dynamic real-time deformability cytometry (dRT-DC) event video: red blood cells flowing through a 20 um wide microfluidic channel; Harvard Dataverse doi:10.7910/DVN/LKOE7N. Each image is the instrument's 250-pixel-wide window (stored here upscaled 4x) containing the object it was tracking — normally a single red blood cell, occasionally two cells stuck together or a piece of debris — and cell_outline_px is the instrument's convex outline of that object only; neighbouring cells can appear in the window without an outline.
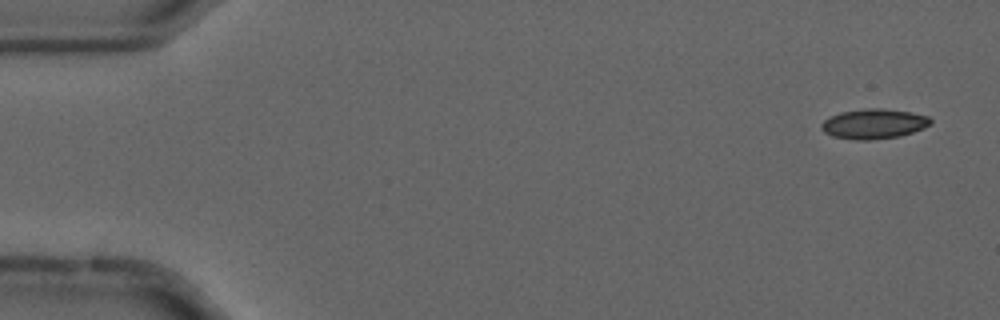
{"species": "common noctule bat (a hibernating species)", "species_latin": "Nyctalus noctula", "temperature_condition": "cold", "stored_images_in_passage": 55, "camera_frame_rate_fps": 3000, "um_per_image_px": 0.085, "animal": {"sex": "male", "forearm_length_mm": 52.5}, "frame": {"image": 1, "passage_image": 2, "time_ms": 0.333, "image_size_px": [1000, 320], "cell_outline_px": [[932, 124], [924, 128], [900, 136], [868, 140], [856, 140], [832, 136], [824, 132], [820, 128], [820, 124], [824, 120], [840, 112], [868, 108], [880, 108], [912, 112], [928, 116], [932, 120]], "centroid_in_image_um": [74.28, 10.52], "position_along_channel_um": 10.7, "area_um2": 19.07}}
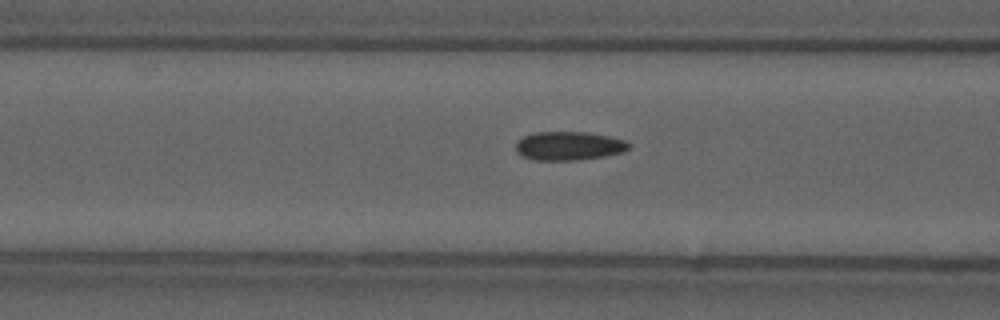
{"frame": {"image": 2, "passage_image": 21, "time_ms": 6.667, "image_size_px": [1000, 320], "cell_outline_px": [[632, 148], [624, 152], [604, 156], [580, 160], [536, 160], [520, 156], [516, 152], [516, 144], [524, 136], [532, 132], [588, 132], [628, 140], [632, 144]], "centroid_in_image_um": [48.41, 12.4], "position_along_channel_um": 118.2, "area_um2": 19.25}}
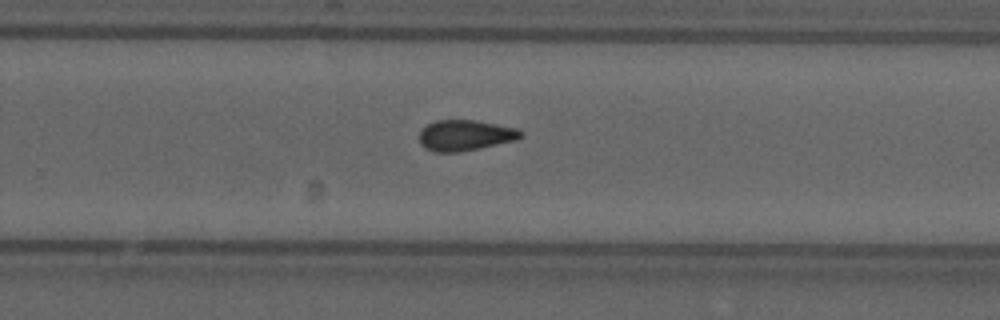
{"frame": {"image": 3, "passage_image": 35, "time_ms": 11.333, "image_size_px": [1000, 320], "cell_outline_px": [[524, 136], [516, 140], [480, 148], [460, 152], [436, 152], [424, 148], [420, 144], [420, 132], [428, 124], [436, 120], [476, 120], [516, 128], [524, 132]], "centroid_in_image_um": [39.56, 11.51], "position_along_channel_um": 290.2, "area_um2": 18.21}, "authors_computed_cell_mechanics": {"area_um2": 18.3226, "velocity_mm_per_s": 3.6973, "shape_relaxation_time_tau1_ms": 11.2085, "shape_relaxation_time_tau2_ms": 2.7409, "deformation_change_tau1": 0.1629, "deformation_change_tau2": 0.0855}}